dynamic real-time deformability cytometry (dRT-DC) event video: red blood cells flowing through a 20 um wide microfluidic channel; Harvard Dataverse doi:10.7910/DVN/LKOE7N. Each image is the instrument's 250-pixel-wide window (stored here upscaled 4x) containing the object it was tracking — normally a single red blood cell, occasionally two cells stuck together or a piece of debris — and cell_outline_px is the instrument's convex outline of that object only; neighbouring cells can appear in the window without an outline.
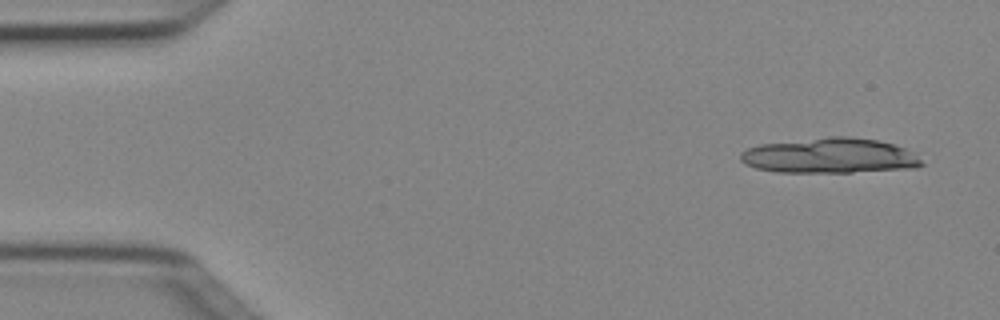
{"species": "Egyptian fruit bat (a non-hibernating species)", "species_latin": "Rousettus aegyptiacus", "temperature_condition": "cold", "stored_images_in_passage": 5, "camera_frame_rate_fps": 3000, "um_per_image_px": 0.085, "animal": {"sex": "female"}, "frame": {"image": 1, "passage_image": 1, "time_ms": 0.0, "image_size_px": [1000, 320], "cell_outline_px": [[924, 164], [916, 168], [852, 172], [776, 172], [756, 168], [744, 164], [740, 160], [740, 152], [748, 148], [760, 144], [828, 136], [848, 136], [880, 140], [904, 148], [912, 152]], "centroid_in_image_um": [70.51, 13.23], "position_along_channel_um": 14.5, "area_um2": 37.28}}